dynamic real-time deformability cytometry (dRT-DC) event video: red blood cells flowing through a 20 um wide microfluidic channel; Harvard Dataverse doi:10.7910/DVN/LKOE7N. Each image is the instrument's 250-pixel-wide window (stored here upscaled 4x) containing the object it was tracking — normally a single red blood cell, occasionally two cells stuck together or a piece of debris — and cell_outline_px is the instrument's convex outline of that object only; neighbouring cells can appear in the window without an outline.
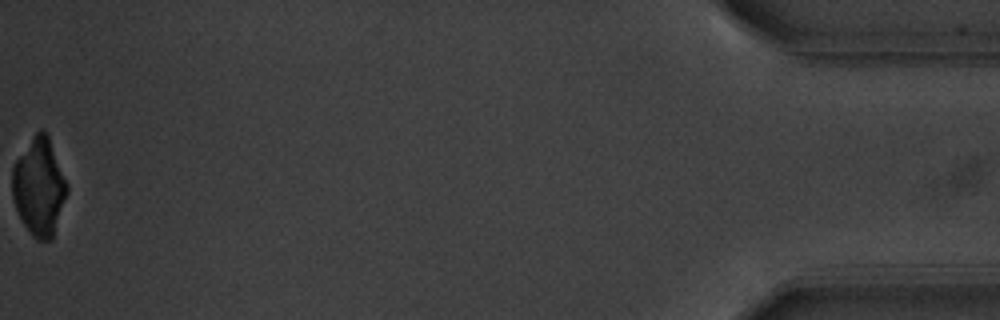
{"species": "common noctule bat (a hibernating species)", "species_latin": "Nyctalus noctula", "temperature_condition": "warm", "stored_images_in_passage": 43, "camera_frame_rate_fps": 3000, "um_per_image_px": 0.085, "animal": {"sex": "male", "body_mass_g": 20.1, "forearm_length_mm": 53.5}, "frame": {"image": 1, "passage_image": 43, "time_ms": 14.0, "image_size_px": [1000, 320], "cell_outline_px": [[68, 192], [52, 240], [36, 240], [32, 236], [24, 224], [16, 208], [12, 196], [12, 168], [16, 160], [32, 136], [40, 128], [48, 136], [68, 184]], "centroid_in_image_um": [3.33, 15.9], "position_along_channel_um": 431.9, "area_um2": 30.98}}